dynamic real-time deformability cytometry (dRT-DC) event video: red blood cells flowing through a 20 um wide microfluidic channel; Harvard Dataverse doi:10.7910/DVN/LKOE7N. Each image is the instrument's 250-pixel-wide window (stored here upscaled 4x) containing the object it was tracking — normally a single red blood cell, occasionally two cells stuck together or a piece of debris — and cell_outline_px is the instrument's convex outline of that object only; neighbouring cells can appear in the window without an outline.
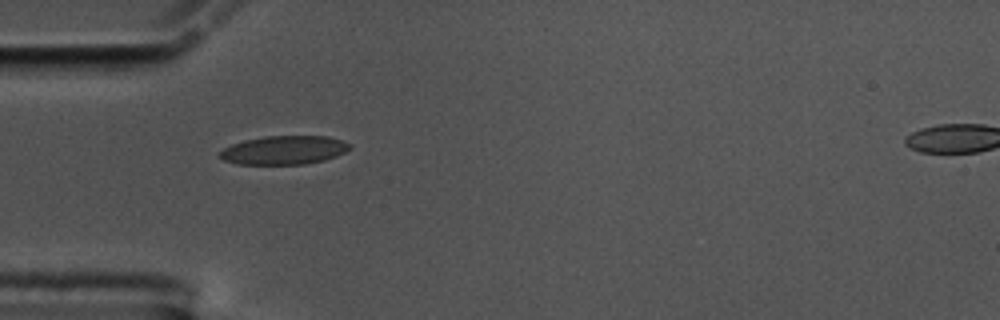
{"species": "common noctule bat (a hibernating species)", "species_latin": "Nyctalus noctula", "temperature_condition": "cold", "stored_images_in_passage": 40, "camera_frame_rate_fps": 3000, "um_per_image_px": 0.085, "animal": {"sex": "male", "body_mass_g": 17.5, "forearm_length_mm": 52.3}, "frame": {"image": 1, "passage_image": 1, "time_ms": 0.0, "image_size_px": [1000, 320], "cell_outline_px": [[352, 148], [336, 156], [324, 160], [304, 164], [236, 164], [224, 160], [216, 156], [224, 148], [232, 144], [244, 140], [264, 136], [328, 136], [352, 144]], "centroid_in_image_um": [24.13, 12.76], "position_along_channel_um": 60.9, "area_um2": 21.79}}
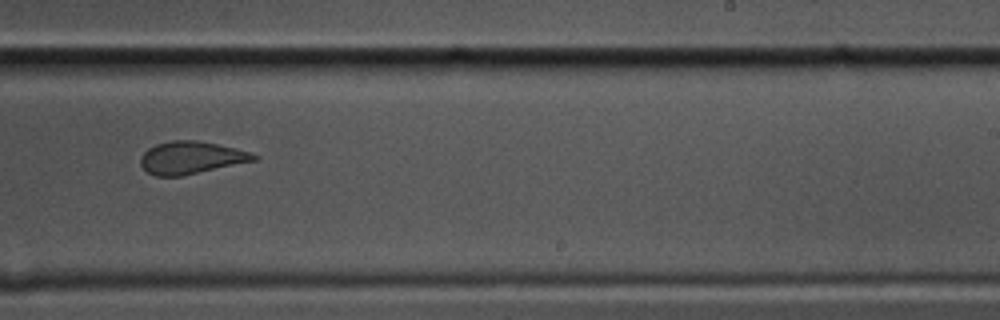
{"frame": {"image": 2, "passage_image": 19, "time_ms": 6.0, "image_size_px": [1000, 320], "cell_outline_px": [[260, 156], [256, 160], [180, 176], [156, 176], [148, 172], [140, 164], [140, 160], [144, 152], [148, 148], [156, 144], [172, 140], [196, 140], [236, 148]], "centroid_in_image_um": [16.22, 13.39], "position_along_channel_um": 272.8, "area_um2": 21.15}}
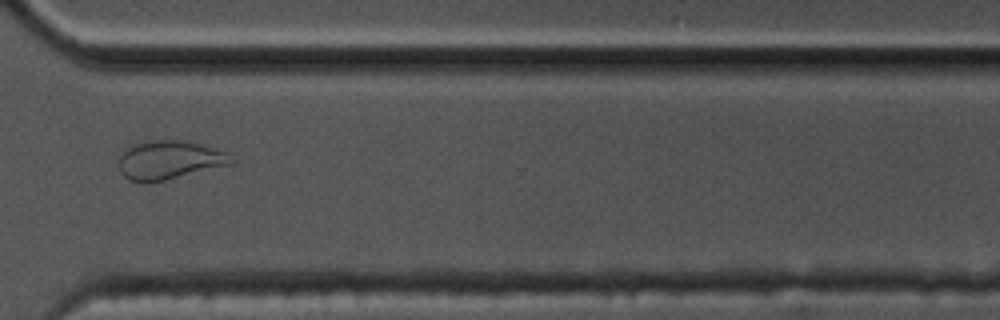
{"frame": {"image": 3, "passage_image": 26, "time_ms": 8.333, "image_size_px": [1000, 320], "cell_outline_px": [[236, 160], [232, 164], [164, 180], [144, 184], [140, 184], [128, 180], [120, 172], [120, 156], [128, 148], [136, 144], [148, 140], [188, 140], [228, 152]], "centroid_in_image_um": [14.42, 13.61], "position_along_channel_um": 356.2, "area_um2": 25.55}, "authors_computed_cell_mechanics": {"area_um2": 22.1663, "velocity_mm_per_s": 3.5594, "shape_relaxation_time_tau1_ms": null, "shape_relaxation_time_tau2_ms": 1.3037, "deformation_change_tau1": null, "deformation_change_tau2": 0.0628}}